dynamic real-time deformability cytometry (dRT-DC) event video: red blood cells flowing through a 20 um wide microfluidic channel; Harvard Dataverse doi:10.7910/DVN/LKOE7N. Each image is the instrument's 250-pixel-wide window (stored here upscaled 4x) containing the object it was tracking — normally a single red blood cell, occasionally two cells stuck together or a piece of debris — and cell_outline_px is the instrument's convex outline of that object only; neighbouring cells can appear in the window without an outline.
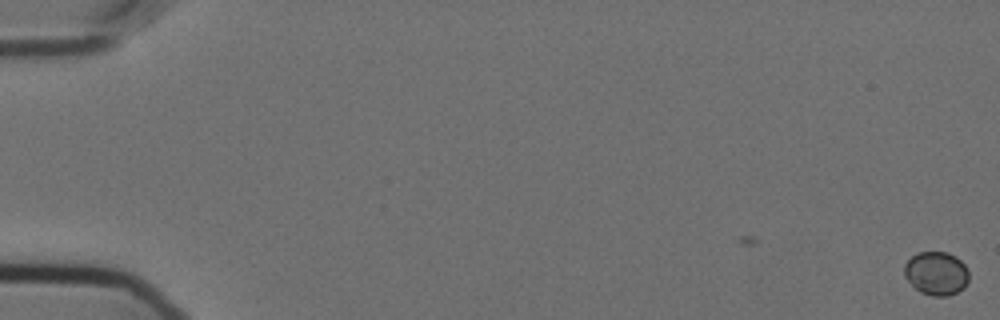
{"species": "Egyptian fruit bat (a non-hibernating species)", "species_latin": "Rousettus aegyptiacus", "temperature_condition": "cold", "stored_images_in_passage": 3, "camera_frame_rate_fps": 3000, "um_per_image_px": 0.085, "animal": {"sex": "female"}, "frame": {"image": 1, "passage_image": 3, "time_ms": 0.667, "image_size_px": [1000, 320], "cell_outline_px": [[968, 280], [964, 288], [948, 296], [932, 296], [920, 292], [904, 276], [904, 264], [912, 256], [920, 252], [948, 252], [956, 256], [964, 264], [968, 272]], "centroid_in_image_um": [79.59, 23.23], "position_along_channel_um": 5.4, "area_um2": 16.36}}